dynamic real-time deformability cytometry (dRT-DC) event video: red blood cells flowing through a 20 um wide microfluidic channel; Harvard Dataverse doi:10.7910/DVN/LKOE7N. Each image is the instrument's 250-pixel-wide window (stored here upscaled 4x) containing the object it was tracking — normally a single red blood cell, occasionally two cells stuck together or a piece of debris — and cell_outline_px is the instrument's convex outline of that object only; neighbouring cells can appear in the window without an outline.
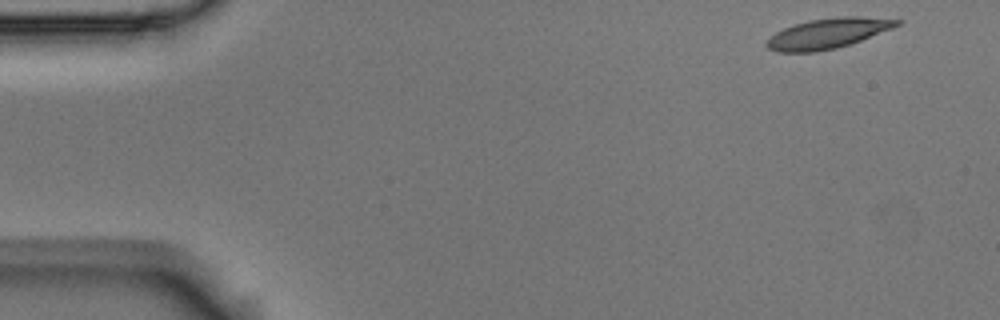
{"species": "Egyptian fruit bat (a non-hibernating species)", "species_latin": "Rousettus aegyptiacus", "temperature_condition": "room temperature", "stored_images_in_passage": 5, "camera_frame_rate_fps": 3000, "um_per_image_px": 0.085, "animal": {"sex": "male"}, "frame": {"image": 1, "passage_image": 1, "time_ms": 0.0, "image_size_px": [1000, 320], "cell_outline_px": [[904, 20], [900, 24], [892, 28], [860, 40], [836, 48], [816, 52], [780, 52], [768, 48], [764, 44], [776, 32], [784, 28], [808, 20], [836, 16], [860, 16]], "centroid_in_image_um": [70.37, 2.82], "position_along_channel_um": 14.6, "area_um2": 22.72}}
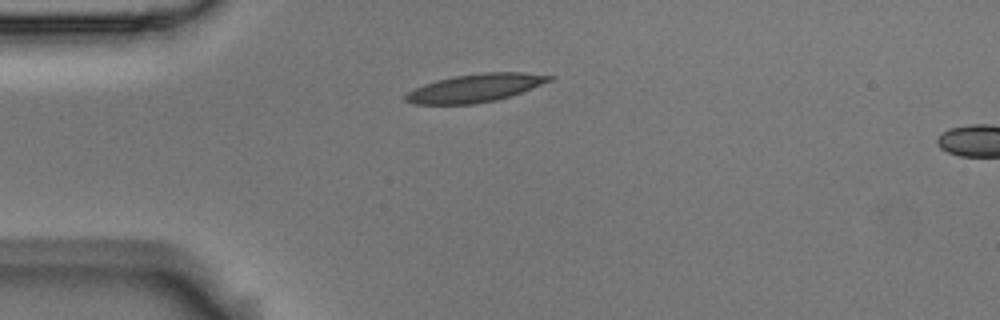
{"frame": {"image": 2, "passage_image": 4, "time_ms": 1.0, "image_size_px": [1000, 320], "cell_outline_px": [[556, 76], [552, 80], [532, 88], [496, 100], [476, 104], [416, 104], [404, 100], [404, 96], [408, 92], [424, 84], [436, 80], [452, 76], [484, 72], [524, 72]], "centroid_in_image_um": [40.4, 7.47], "position_along_channel_um": 44.6, "area_um2": 23.47}}